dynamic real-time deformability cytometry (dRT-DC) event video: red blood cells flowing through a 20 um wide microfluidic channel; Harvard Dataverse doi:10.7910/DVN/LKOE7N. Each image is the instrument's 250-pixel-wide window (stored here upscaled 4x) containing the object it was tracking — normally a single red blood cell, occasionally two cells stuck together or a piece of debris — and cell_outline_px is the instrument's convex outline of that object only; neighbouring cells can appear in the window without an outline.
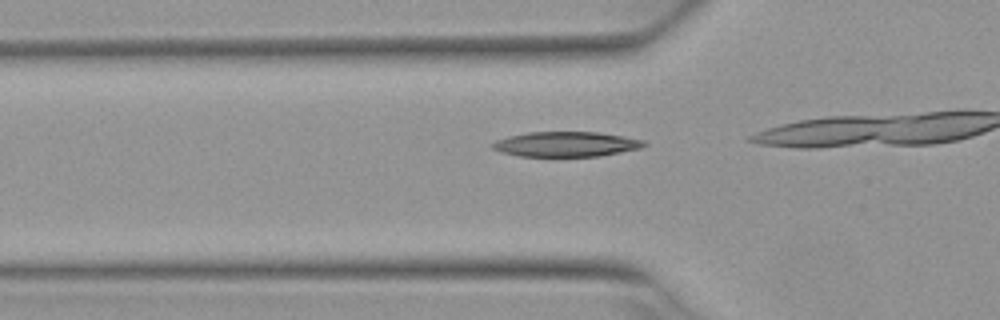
{"species": "Egyptian fruit bat (a non-hibernating species)", "species_latin": "Rousettus aegyptiacus", "temperature_condition": "warm", "stored_images_in_passage": 5, "segment_of_instrument_passage": [2, 2], "camera_frame_rate_fps": 3000, "um_per_image_px": 0.085, "animal": {"sex": "female"}, "frame": {"image": 1, "passage_image": 5, "time_ms": 1.333, "image_size_px": [1000, 320], "cell_outline_px": [[648, 144], [640, 148], [600, 156], [520, 156], [504, 152], [492, 148], [492, 144], [496, 140], [508, 136], [528, 132], [600, 132], [624, 136], [644, 140]], "centroid_in_image_um": [48.15, 12.24], "position_along_channel_um": 77.6, "area_um2": 21.96}}